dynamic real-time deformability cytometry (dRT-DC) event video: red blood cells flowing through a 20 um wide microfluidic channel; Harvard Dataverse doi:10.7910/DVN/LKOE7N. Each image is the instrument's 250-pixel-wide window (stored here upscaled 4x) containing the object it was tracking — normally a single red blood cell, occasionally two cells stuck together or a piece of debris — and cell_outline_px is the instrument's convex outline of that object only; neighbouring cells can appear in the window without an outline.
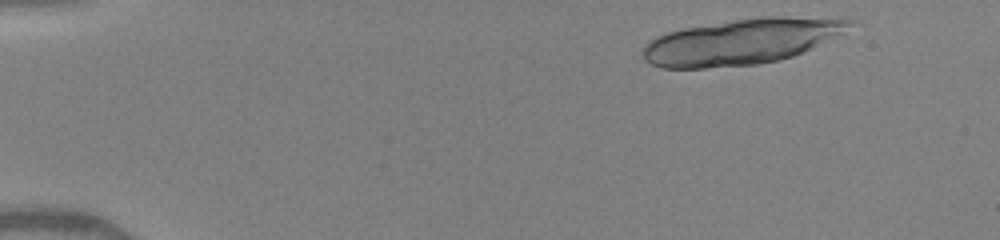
{"species": "human", "species_latin": "Homo sapiens", "temperature_condition": "warm", "stored_images_in_passage": 34, "segment_of_instrument_passage": [1, 2], "camera_frame_rate_fps": 3000, "um_per_image_px": 0.085, "donor": {"sex": "female"}, "frame": {"image": 1, "passage_image": 4, "time_ms": 0.667, "image_size_px": [1000, 240], "cell_outline_px": [[852, 20], [840, 32], [792, 56], [780, 60], [756, 64], [704, 68], [660, 68], [644, 60], [644, 44], [648, 40], [656, 36], [668, 32], [684, 28], [736, 20], [764, 16], [840, 16]], "centroid_in_image_um": [62.96, 3.52], "position_along_channel_um": 22.0, "area_um2": 54.27}}